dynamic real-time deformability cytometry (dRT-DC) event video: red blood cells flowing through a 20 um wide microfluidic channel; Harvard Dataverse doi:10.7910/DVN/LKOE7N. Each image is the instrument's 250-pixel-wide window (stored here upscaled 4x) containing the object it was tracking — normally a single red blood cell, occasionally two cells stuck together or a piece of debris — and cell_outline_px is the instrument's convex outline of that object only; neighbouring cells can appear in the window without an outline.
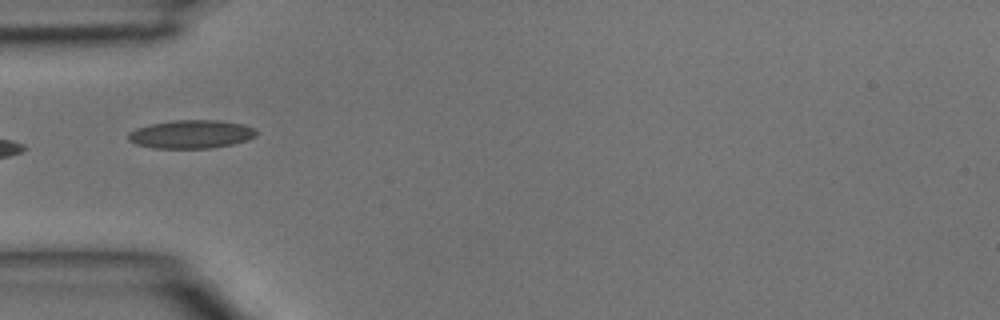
{"species": "common noctule bat (a hibernating species)", "species_latin": "Nyctalus noctula", "temperature_condition": "room temperature", "stored_images_in_passage": 4, "camera_frame_rate_fps": 3000, "um_per_image_px": 0.085, "animal": {"sex": "male", "body_mass_g": 15.6}, "frame": {"image": 1, "passage_image": 4, "time_ms": 1.0, "image_size_px": [1000, 320], "cell_outline_px": [[256, 136], [248, 140], [232, 144], [212, 148], [156, 148], [136, 144], [128, 140], [128, 132], [136, 128], [148, 124], [172, 120], [220, 120], [244, 124], [256, 128]], "centroid_in_image_um": [16.26, 11.4], "position_along_channel_um": 68.7, "area_um2": 21.39}}